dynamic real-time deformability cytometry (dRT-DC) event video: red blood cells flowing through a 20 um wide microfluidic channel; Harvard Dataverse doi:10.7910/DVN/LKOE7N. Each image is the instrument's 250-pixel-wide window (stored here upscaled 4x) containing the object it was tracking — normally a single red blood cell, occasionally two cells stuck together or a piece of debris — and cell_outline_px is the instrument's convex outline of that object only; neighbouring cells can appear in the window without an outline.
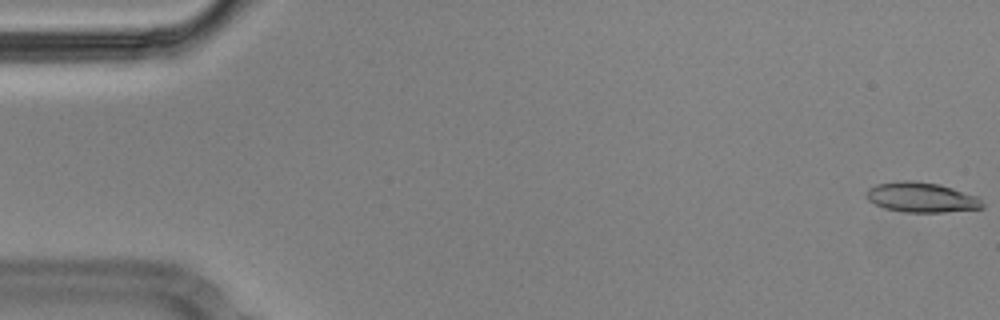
{"species": "Egyptian fruit bat (a non-hibernating species)", "species_latin": "Rousettus aegyptiacus", "temperature_condition": "cold", "stored_images_in_passage": 56, "camera_frame_rate_fps": 3000, "um_per_image_px": 0.085, "animal": {"sex": "male"}, "frame": {"image": 1, "passage_image": 1, "time_ms": 0.0, "image_size_px": [1000, 320], "cell_outline_px": [[984, 208], [944, 212], [904, 212], [884, 208], [868, 200], [864, 196], [864, 192], [868, 188], [876, 184], [904, 180], [912, 180], [940, 184], [976, 196], [984, 204]], "centroid_in_image_um": [78.28, 16.77], "position_along_channel_um": 6.7, "area_um2": 20.35}}
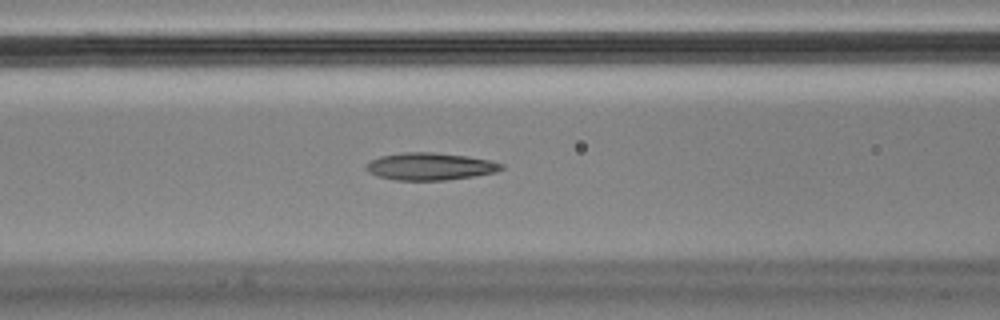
{"frame": {"image": 2, "passage_image": 23, "time_ms": 7.333, "image_size_px": [1000, 320], "cell_outline_px": [[504, 168], [496, 172], [472, 176], [444, 180], [396, 180], [376, 176], [368, 172], [364, 168], [364, 164], [380, 156], [400, 152], [432, 152], [468, 156], [492, 160], [504, 164]], "centroid_in_image_um": [36.53, 14.14], "position_along_channel_um": 130.1, "area_um2": 21.73}}
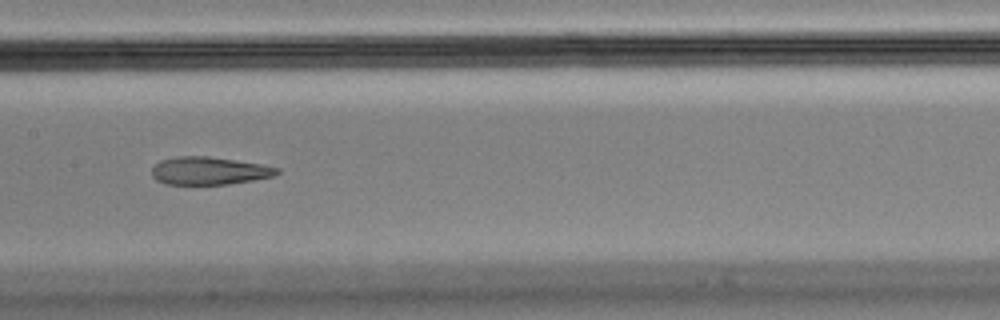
{"frame": {"image": 3, "passage_image": 28, "time_ms": 9.0, "image_size_px": [1000, 320], "cell_outline_px": [[280, 172], [272, 176], [252, 180], [228, 184], [164, 184], [156, 180], [152, 176], [152, 168], [160, 160], [176, 156], [208, 156], [236, 160], [260, 164], [280, 168]], "centroid_in_image_um": [17.75, 14.51], "position_along_channel_um": 189.7, "area_um2": 20.23}, "authors_computed_cell_mechanics": {"area_um2": 21.3571, "velocity_mm_per_s": 3.5705, "shape_relaxation_time_tau1_ms": null, "shape_relaxation_time_tau2_ms": 2.5286, "deformation_change_tau1": null, "deformation_change_tau2": 0.1151}}